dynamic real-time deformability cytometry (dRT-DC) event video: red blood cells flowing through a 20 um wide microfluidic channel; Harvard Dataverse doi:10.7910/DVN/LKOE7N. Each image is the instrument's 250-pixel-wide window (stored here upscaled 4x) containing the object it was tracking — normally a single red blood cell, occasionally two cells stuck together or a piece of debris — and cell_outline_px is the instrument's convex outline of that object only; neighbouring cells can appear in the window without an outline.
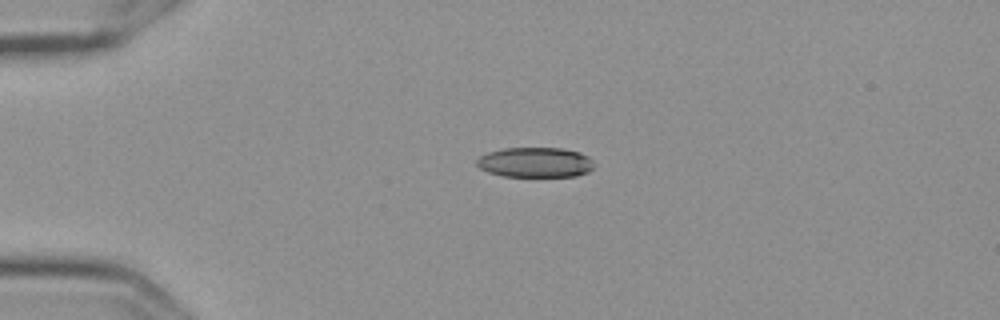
{"species": "Egyptian fruit bat (a non-hibernating species)", "species_latin": "Rousettus aegyptiacus", "temperature_condition": "cold", "stored_images_in_passage": 44, "camera_frame_rate_fps": 3000, "um_per_image_px": 0.085, "frame": {"image": 1, "passage_image": 1, "time_ms": 0.0, "image_size_px": [1000, 320], "cell_outline_px": [[592, 168], [588, 172], [576, 176], [504, 176], [488, 172], [480, 168], [476, 164], [476, 160], [480, 156], [488, 152], [504, 148], [564, 148], [580, 152], [588, 156], [592, 160]], "centroid_in_image_um": [45.49, 13.79], "position_along_channel_um": 39.5, "area_um2": 20.52}}
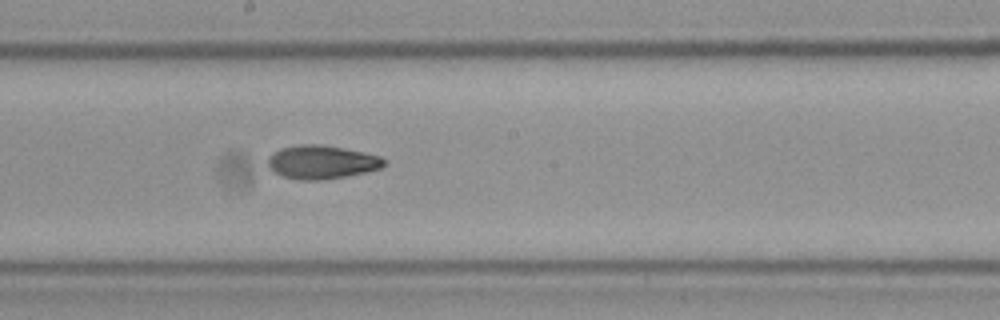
{"frame": {"image": 2, "passage_image": 19, "time_ms": 6.0, "image_size_px": [1000, 320], "cell_outline_px": [[388, 164], [380, 168], [368, 172], [320, 180], [300, 180], [284, 176], [268, 168], [268, 156], [272, 152], [280, 148], [300, 144], [320, 144], [344, 148], [364, 152], [380, 156], [388, 160]], "centroid_in_image_um": [27.37, 13.76], "position_along_channel_um": 220.8, "area_um2": 22.89}}
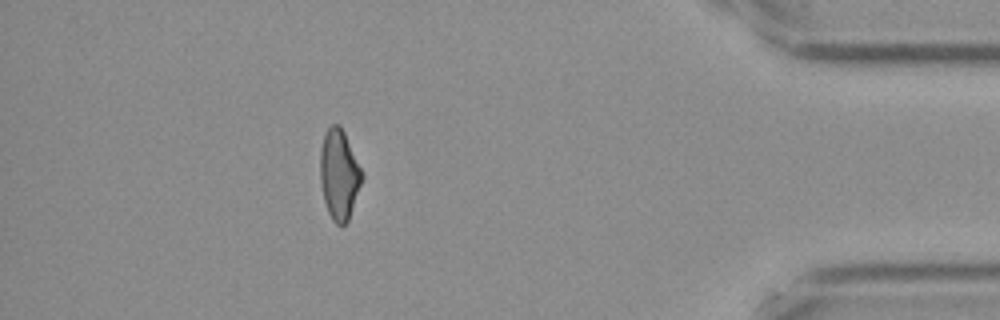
{"frame": {"image": 3, "passage_image": 38, "time_ms": 12.333, "image_size_px": [1000, 320], "cell_outline_px": [[364, 176], [348, 220], [344, 224], [336, 224], [332, 220], [328, 212], [324, 200], [320, 180], [320, 148], [324, 132], [332, 124], [340, 124], [344, 132]], "centroid_in_image_um": [28.81, 14.81], "position_along_channel_um": 406.4, "area_um2": 21.79}, "authors_computed_cell_mechanics": {"area_um2": 22.1952, "velocity_mm_per_s": 3.6136, "shape_relaxation_time_tau1_ms": null, "shape_relaxation_time_tau2_ms": 4.3919, "deformation_change_tau1": null, "deformation_change_tau2": 0.1047}}